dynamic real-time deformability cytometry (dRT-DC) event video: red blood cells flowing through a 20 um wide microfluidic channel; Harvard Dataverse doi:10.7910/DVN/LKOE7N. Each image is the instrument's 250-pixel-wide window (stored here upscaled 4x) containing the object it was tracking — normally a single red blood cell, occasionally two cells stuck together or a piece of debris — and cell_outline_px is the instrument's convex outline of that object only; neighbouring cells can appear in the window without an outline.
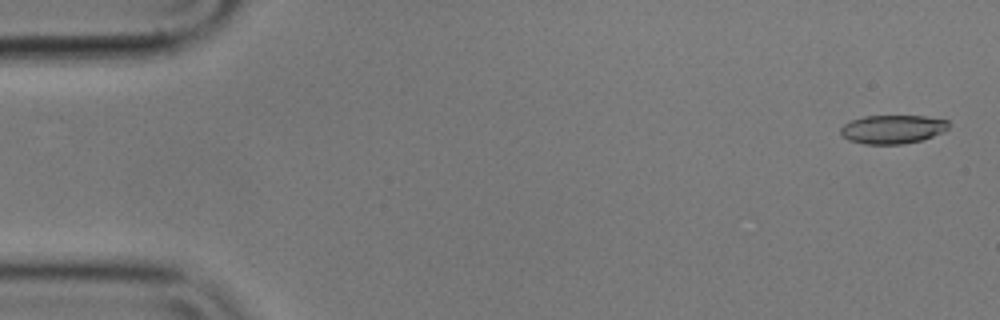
{"species": "common noctule bat (a hibernating species)", "species_latin": "Nyctalus noctula", "temperature_condition": "cold", "stored_images_in_passage": 11, "camera_frame_rate_fps": 3000, "um_per_image_px": 0.085, "animal": {"sex": "male", "body_mass_g": 17.9}, "frame": {"image": 1, "passage_image": 2, "time_ms": 0.333, "image_size_px": [1000, 320], "cell_outline_px": [[948, 128], [944, 132], [920, 140], [904, 144], [864, 144], [848, 140], [840, 136], [840, 128], [844, 124], [852, 120], [864, 116], [924, 116], [948, 120]], "centroid_in_image_um": [75.84, 10.99], "position_along_channel_um": 9.2, "area_um2": 18.09}}